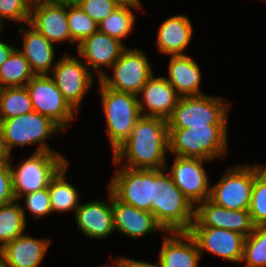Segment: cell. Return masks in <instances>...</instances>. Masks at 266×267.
<instances>
[{
	"mask_svg": "<svg viewBox=\"0 0 266 267\" xmlns=\"http://www.w3.org/2000/svg\"><path fill=\"white\" fill-rule=\"evenodd\" d=\"M195 207V219L191 226L223 228L246 237L253 231L249 210H230L215 204L209 198Z\"/></svg>",
	"mask_w": 266,
	"mask_h": 267,
	"instance_id": "e0dca14e",
	"label": "cell"
},
{
	"mask_svg": "<svg viewBox=\"0 0 266 267\" xmlns=\"http://www.w3.org/2000/svg\"><path fill=\"white\" fill-rule=\"evenodd\" d=\"M241 262L245 267H266V226H254L246 237Z\"/></svg>",
	"mask_w": 266,
	"mask_h": 267,
	"instance_id": "1f68e13d",
	"label": "cell"
},
{
	"mask_svg": "<svg viewBox=\"0 0 266 267\" xmlns=\"http://www.w3.org/2000/svg\"><path fill=\"white\" fill-rule=\"evenodd\" d=\"M34 76L27 59L16 48L0 66V87H24Z\"/></svg>",
	"mask_w": 266,
	"mask_h": 267,
	"instance_id": "83f0119b",
	"label": "cell"
},
{
	"mask_svg": "<svg viewBox=\"0 0 266 267\" xmlns=\"http://www.w3.org/2000/svg\"><path fill=\"white\" fill-rule=\"evenodd\" d=\"M227 125L168 128L169 151L175 156L214 160L227 151Z\"/></svg>",
	"mask_w": 266,
	"mask_h": 267,
	"instance_id": "3957f363",
	"label": "cell"
},
{
	"mask_svg": "<svg viewBox=\"0 0 266 267\" xmlns=\"http://www.w3.org/2000/svg\"><path fill=\"white\" fill-rule=\"evenodd\" d=\"M26 88L34 111L50 118L63 131L77 112L64 99L61 91L49 75H35Z\"/></svg>",
	"mask_w": 266,
	"mask_h": 267,
	"instance_id": "8fae6325",
	"label": "cell"
},
{
	"mask_svg": "<svg viewBox=\"0 0 266 267\" xmlns=\"http://www.w3.org/2000/svg\"><path fill=\"white\" fill-rule=\"evenodd\" d=\"M33 111L34 109L26 86L1 88L0 122Z\"/></svg>",
	"mask_w": 266,
	"mask_h": 267,
	"instance_id": "f546056e",
	"label": "cell"
},
{
	"mask_svg": "<svg viewBox=\"0 0 266 267\" xmlns=\"http://www.w3.org/2000/svg\"><path fill=\"white\" fill-rule=\"evenodd\" d=\"M0 267H9L5 261L3 260L2 256L0 255Z\"/></svg>",
	"mask_w": 266,
	"mask_h": 267,
	"instance_id": "7bdbcfd3",
	"label": "cell"
},
{
	"mask_svg": "<svg viewBox=\"0 0 266 267\" xmlns=\"http://www.w3.org/2000/svg\"><path fill=\"white\" fill-rule=\"evenodd\" d=\"M249 213L254 226H266V166L254 165Z\"/></svg>",
	"mask_w": 266,
	"mask_h": 267,
	"instance_id": "4dcf8cb0",
	"label": "cell"
},
{
	"mask_svg": "<svg viewBox=\"0 0 266 267\" xmlns=\"http://www.w3.org/2000/svg\"><path fill=\"white\" fill-rule=\"evenodd\" d=\"M12 183V170L9 163L0 167V206L15 201Z\"/></svg>",
	"mask_w": 266,
	"mask_h": 267,
	"instance_id": "8d00e7d4",
	"label": "cell"
},
{
	"mask_svg": "<svg viewBox=\"0 0 266 267\" xmlns=\"http://www.w3.org/2000/svg\"><path fill=\"white\" fill-rule=\"evenodd\" d=\"M17 47H13L10 44L6 42L0 41V66L5 63V61L9 58L11 53L16 49Z\"/></svg>",
	"mask_w": 266,
	"mask_h": 267,
	"instance_id": "f35d334b",
	"label": "cell"
},
{
	"mask_svg": "<svg viewBox=\"0 0 266 267\" xmlns=\"http://www.w3.org/2000/svg\"><path fill=\"white\" fill-rule=\"evenodd\" d=\"M159 255L160 267H197L201 259L194 238L188 232H168L163 235Z\"/></svg>",
	"mask_w": 266,
	"mask_h": 267,
	"instance_id": "ffe728a7",
	"label": "cell"
},
{
	"mask_svg": "<svg viewBox=\"0 0 266 267\" xmlns=\"http://www.w3.org/2000/svg\"><path fill=\"white\" fill-rule=\"evenodd\" d=\"M101 267H110V266L108 264L107 265L105 264V265H102Z\"/></svg>",
	"mask_w": 266,
	"mask_h": 267,
	"instance_id": "f6af8a7d",
	"label": "cell"
},
{
	"mask_svg": "<svg viewBox=\"0 0 266 267\" xmlns=\"http://www.w3.org/2000/svg\"><path fill=\"white\" fill-rule=\"evenodd\" d=\"M67 17L71 39L78 45L98 31V24L76 3L68 4Z\"/></svg>",
	"mask_w": 266,
	"mask_h": 267,
	"instance_id": "d6a6232c",
	"label": "cell"
},
{
	"mask_svg": "<svg viewBox=\"0 0 266 267\" xmlns=\"http://www.w3.org/2000/svg\"><path fill=\"white\" fill-rule=\"evenodd\" d=\"M79 59L65 54L55 63L51 71L52 74H49L64 99L77 113L80 110L81 101L93 85V74L87 65Z\"/></svg>",
	"mask_w": 266,
	"mask_h": 267,
	"instance_id": "7c38bea8",
	"label": "cell"
},
{
	"mask_svg": "<svg viewBox=\"0 0 266 267\" xmlns=\"http://www.w3.org/2000/svg\"><path fill=\"white\" fill-rule=\"evenodd\" d=\"M188 233L197 243L200 255L207 251L228 262L241 263L246 236L223 228L191 226Z\"/></svg>",
	"mask_w": 266,
	"mask_h": 267,
	"instance_id": "4fadbf2b",
	"label": "cell"
},
{
	"mask_svg": "<svg viewBox=\"0 0 266 267\" xmlns=\"http://www.w3.org/2000/svg\"><path fill=\"white\" fill-rule=\"evenodd\" d=\"M15 200L0 206V249L25 233V209Z\"/></svg>",
	"mask_w": 266,
	"mask_h": 267,
	"instance_id": "f1b7e54d",
	"label": "cell"
},
{
	"mask_svg": "<svg viewBox=\"0 0 266 267\" xmlns=\"http://www.w3.org/2000/svg\"><path fill=\"white\" fill-rule=\"evenodd\" d=\"M110 68L113 77L106 73L98 81L107 88L135 95L154 74L146 54L137 48H126Z\"/></svg>",
	"mask_w": 266,
	"mask_h": 267,
	"instance_id": "ba28073f",
	"label": "cell"
},
{
	"mask_svg": "<svg viewBox=\"0 0 266 267\" xmlns=\"http://www.w3.org/2000/svg\"><path fill=\"white\" fill-rule=\"evenodd\" d=\"M26 25L29 29L19 28L20 33L23 34V46L18 49L27 59L35 75H49L55 66L54 45L30 23Z\"/></svg>",
	"mask_w": 266,
	"mask_h": 267,
	"instance_id": "7402d4cb",
	"label": "cell"
},
{
	"mask_svg": "<svg viewBox=\"0 0 266 267\" xmlns=\"http://www.w3.org/2000/svg\"><path fill=\"white\" fill-rule=\"evenodd\" d=\"M114 230H118L130 238L146 236L150 232L164 229L156 222L151 212L139 210L124 204L112 195Z\"/></svg>",
	"mask_w": 266,
	"mask_h": 267,
	"instance_id": "44dd1931",
	"label": "cell"
},
{
	"mask_svg": "<svg viewBox=\"0 0 266 267\" xmlns=\"http://www.w3.org/2000/svg\"><path fill=\"white\" fill-rule=\"evenodd\" d=\"M76 4L99 25L122 3L119 0H79Z\"/></svg>",
	"mask_w": 266,
	"mask_h": 267,
	"instance_id": "e575fe53",
	"label": "cell"
},
{
	"mask_svg": "<svg viewBox=\"0 0 266 267\" xmlns=\"http://www.w3.org/2000/svg\"><path fill=\"white\" fill-rule=\"evenodd\" d=\"M141 4L122 3L98 26V30L122 42L131 34L135 25V15L132 9L138 10Z\"/></svg>",
	"mask_w": 266,
	"mask_h": 267,
	"instance_id": "4316f807",
	"label": "cell"
},
{
	"mask_svg": "<svg viewBox=\"0 0 266 267\" xmlns=\"http://www.w3.org/2000/svg\"><path fill=\"white\" fill-rule=\"evenodd\" d=\"M12 158V155L10 156L8 152L5 149L3 140L0 135V167L9 163V159Z\"/></svg>",
	"mask_w": 266,
	"mask_h": 267,
	"instance_id": "ab89813d",
	"label": "cell"
},
{
	"mask_svg": "<svg viewBox=\"0 0 266 267\" xmlns=\"http://www.w3.org/2000/svg\"><path fill=\"white\" fill-rule=\"evenodd\" d=\"M193 34L190 19L182 14L168 17L158 31L156 46L161 54L185 55Z\"/></svg>",
	"mask_w": 266,
	"mask_h": 267,
	"instance_id": "cb8c5ba5",
	"label": "cell"
},
{
	"mask_svg": "<svg viewBox=\"0 0 266 267\" xmlns=\"http://www.w3.org/2000/svg\"><path fill=\"white\" fill-rule=\"evenodd\" d=\"M109 191V203L106 200H91L80 204L75 214V222L85 236L93 239H102L111 235L114 230L112 193ZM110 204V205H109Z\"/></svg>",
	"mask_w": 266,
	"mask_h": 267,
	"instance_id": "d6986e66",
	"label": "cell"
},
{
	"mask_svg": "<svg viewBox=\"0 0 266 267\" xmlns=\"http://www.w3.org/2000/svg\"><path fill=\"white\" fill-rule=\"evenodd\" d=\"M67 10V3L33 0L29 23L53 44L68 40L77 47L71 39Z\"/></svg>",
	"mask_w": 266,
	"mask_h": 267,
	"instance_id": "9a60e30c",
	"label": "cell"
},
{
	"mask_svg": "<svg viewBox=\"0 0 266 267\" xmlns=\"http://www.w3.org/2000/svg\"><path fill=\"white\" fill-rule=\"evenodd\" d=\"M50 241L24 233L0 249V255L9 267H38L44 260Z\"/></svg>",
	"mask_w": 266,
	"mask_h": 267,
	"instance_id": "603a6c76",
	"label": "cell"
},
{
	"mask_svg": "<svg viewBox=\"0 0 266 267\" xmlns=\"http://www.w3.org/2000/svg\"><path fill=\"white\" fill-rule=\"evenodd\" d=\"M209 160L175 156L169 174L174 184L196 206L210 197L208 174L203 163Z\"/></svg>",
	"mask_w": 266,
	"mask_h": 267,
	"instance_id": "5bb4252c",
	"label": "cell"
},
{
	"mask_svg": "<svg viewBox=\"0 0 266 267\" xmlns=\"http://www.w3.org/2000/svg\"><path fill=\"white\" fill-rule=\"evenodd\" d=\"M165 170L166 168L154 169L152 214L165 234L188 232L195 219V206Z\"/></svg>",
	"mask_w": 266,
	"mask_h": 267,
	"instance_id": "7a4b0ae2",
	"label": "cell"
},
{
	"mask_svg": "<svg viewBox=\"0 0 266 267\" xmlns=\"http://www.w3.org/2000/svg\"><path fill=\"white\" fill-rule=\"evenodd\" d=\"M126 49L123 42L114 39L105 33L96 31L90 37L85 38L77 46V54L93 73L98 76V80L106 74L103 67L110 68ZM91 66V67H89Z\"/></svg>",
	"mask_w": 266,
	"mask_h": 267,
	"instance_id": "2e32d148",
	"label": "cell"
},
{
	"mask_svg": "<svg viewBox=\"0 0 266 267\" xmlns=\"http://www.w3.org/2000/svg\"><path fill=\"white\" fill-rule=\"evenodd\" d=\"M113 267H160L158 262L155 264L146 262V261H139L125 257H118L113 262Z\"/></svg>",
	"mask_w": 266,
	"mask_h": 267,
	"instance_id": "74e56055",
	"label": "cell"
},
{
	"mask_svg": "<svg viewBox=\"0 0 266 267\" xmlns=\"http://www.w3.org/2000/svg\"><path fill=\"white\" fill-rule=\"evenodd\" d=\"M121 3L141 4L140 0H119Z\"/></svg>",
	"mask_w": 266,
	"mask_h": 267,
	"instance_id": "b9f144b4",
	"label": "cell"
},
{
	"mask_svg": "<svg viewBox=\"0 0 266 267\" xmlns=\"http://www.w3.org/2000/svg\"><path fill=\"white\" fill-rule=\"evenodd\" d=\"M99 93L102 95V108L106 116V131L114 152L130 136L136 121L142 116L138 97L107 88L100 81Z\"/></svg>",
	"mask_w": 266,
	"mask_h": 267,
	"instance_id": "5b68a950",
	"label": "cell"
},
{
	"mask_svg": "<svg viewBox=\"0 0 266 267\" xmlns=\"http://www.w3.org/2000/svg\"><path fill=\"white\" fill-rule=\"evenodd\" d=\"M109 190L120 202L152 213L154 169H130L123 166L115 172Z\"/></svg>",
	"mask_w": 266,
	"mask_h": 267,
	"instance_id": "30bf717a",
	"label": "cell"
},
{
	"mask_svg": "<svg viewBox=\"0 0 266 267\" xmlns=\"http://www.w3.org/2000/svg\"><path fill=\"white\" fill-rule=\"evenodd\" d=\"M254 183V165L228 168L210 188L209 199L230 210H249Z\"/></svg>",
	"mask_w": 266,
	"mask_h": 267,
	"instance_id": "9c48e42d",
	"label": "cell"
},
{
	"mask_svg": "<svg viewBox=\"0 0 266 267\" xmlns=\"http://www.w3.org/2000/svg\"><path fill=\"white\" fill-rule=\"evenodd\" d=\"M54 3H67V4H74L77 3L79 0H47Z\"/></svg>",
	"mask_w": 266,
	"mask_h": 267,
	"instance_id": "60d3db41",
	"label": "cell"
},
{
	"mask_svg": "<svg viewBox=\"0 0 266 267\" xmlns=\"http://www.w3.org/2000/svg\"><path fill=\"white\" fill-rule=\"evenodd\" d=\"M63 131L50 118L36 111L2 120L0 135L8 154L16 146L39 144L35 152L57 153L51 150L45 140Z\"/></svg>",
	"mask_w": 266,
	"mask_h": 267,
	"instance_id": "277c9868",
	"label": "cell"
},
{
	"mask_svg": "<svg viewBox=\"0 0 266 267\" xmlns=\"http://www.w3.org/2000/svg\"><path fill=\"white\" fill-rule=\"evenodd\" d=\"M166 119L141 116L130 136L113 152L114 165L130 169H164L169 151ZM127 160V161H126Z\"/></svg>",
	"mask_w": 266,
	"mask_h": 267,
	"instance_id": "6da1fadb",
	"label": "cell"
},
{
	"mask_svg": "<svg viewBox=\"0 0 266 267\" xmlns=\"http://www.w3.org/2000/svg\"><path fill=\"white\" fill-rule=\"evenodd\" d=\"M3 26L4 25L0 23V32L2 31Z\"/></svg>",
	"mask_w": 266,
	"mask_h": 267,
	"instance_id": "ee69618b",
	"label": "cell"
},
{
	"mask_svg": "<svg viewBox=\"0 0 266 267\" xmlns=\"http://www.w3.org/2000/svg\"><path fill=\"white\" fill-rule=\"evenodd\" d=\"M142 116L168 119L176 107L180 96L176 89L163 76L151 78L145 83L137 96ZM145 112V113H144Z\"/></svg>",
	"mask_w": 266,
	"mask_h": 267,
	"instance_id": "ac0fdd59",
	"label": "cell"
},
{
	"mask_svg": "<svg viewBox=\"0 0 266 267\" xmlns=\"http://www.w3.org/2000/svg\"><path fill=\"white\" fill-rule=\"evenodd\" d=\"M33 0H0V23L5 19L13 22L29 23Z\"/></svg>",
	"mask_w": 266,
	"mask_h": 267,
	"instance_id": "836d02e7",
	"label": "cell"
},
{
	"mask_svg": "<svg viewBox=\"0 0 266 267\" xmlns=\"http://www.w3.org/2000/svg\"><path fill=\"white\" fill-rule=\"evenodd\" d=\"M230 106L223 98L208 96L180 97L168 128H191L206 125H227Z\"/></svg>",
	"mask_w": 266,
	"mask_h": 267,
	"instance_id": "8992f818",
	"label": "cell"
},
{
	"mask_svg": "<svg viewBox=\"0 0 266 267\" xmlns=\"http://www.w3.org/2000/svg\"><path fill=\"white\" fill-rule=\"evenodd\" d=\"M167 81L180 97L204 95L200 91L201 70L189 55H171Z\"/></svg>",
	"mask_w": 266,
	"mask_h": 267,
	"instance_id": "d4e9b609",
	"label": "cell"
},
{
	"mask_svg": "<svg viewBox=\"0 0 266 267\" xmlns=\"http://www.w3.org/2000/svg\"><path fill=\"white\" fill-rule=\"evenodd\" d=\"M68 165V162L64 164L49 182L48 190L52 213H63L72 210L74 212L80 206L78 191L65 179Z\"/></svg>",
	"mask_w": 266,
	"mask_h": 267,
	"instance_id": "484cf974",
	"label": "cell"
},
{
	"mask_svg": "<svg viewBox=\"0 0 266 267\" xmlns=\"http://www.w3.org/2000/svg\"><path fill=\"white\" fill-rule=\"evenodd\" d=\"M22 197H25V209L32 214L34 219L52 214L48 187Z\"/></svg>",
	"mask_w": 266,
	"mask_h": 267,
	"instance_id": "d590c367",
	"label": "cell"
},
{
	"mask_svg": "<svg viewBox=\"0 0 266 267\" xmlns=\"http://www.w3.org/2000/svg\"><path fill=\"white\" fill-rule=\"evenodd\" d=\"M67 161L59 153L33 152L14 169L9 159L15 199L19 201L21 196L47 188L51 178Z\"/></svg>",
	"mask_w": 266,
	"mask_h": 267,
	"instance_id": "52a82bcc",
	"label": "cell"
}]
</instances>
